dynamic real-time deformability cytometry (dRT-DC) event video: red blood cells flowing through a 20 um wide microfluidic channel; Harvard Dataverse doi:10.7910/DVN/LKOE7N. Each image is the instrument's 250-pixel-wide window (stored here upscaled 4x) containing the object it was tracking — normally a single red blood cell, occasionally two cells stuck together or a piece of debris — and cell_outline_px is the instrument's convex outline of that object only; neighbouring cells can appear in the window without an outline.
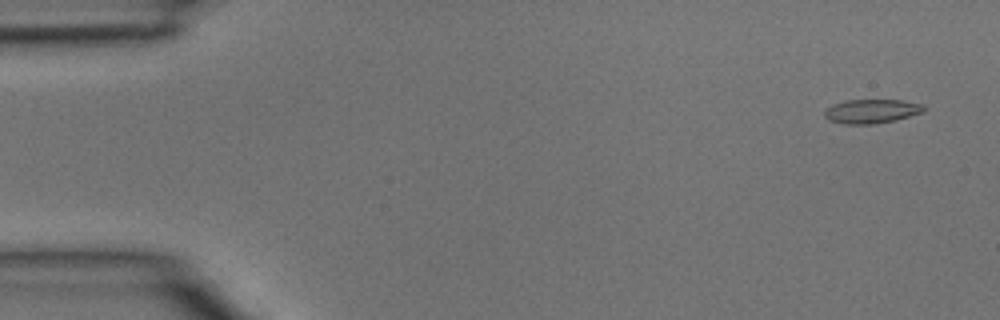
{"species": "common noctule bat (a hibernating species)", "species_latin": "Nyctalus noctula", "temperature_condition": "room temperature", "stored_images_in_passage": 5, "camera_frame_rate_fps": 3000, "um_per_image_px": 0.085, "animal": {"sex": "male", "body_mass_g": 15.6}, "frame": {"image": 1, "passage_image": 1, "time_ms": 0.0, "image_size_px": [1000, 320], "cell_outline_px": [[928, 108], [924, 112], [896, 120], [872, 124], [844, 124], [828, 120], [824, 116], [824, 112], [832, 104], [848, 100], [900, 100], [924, 104]], "centroid_in_image_um": [74.12, 9.45], "position_along_channel_um": 10.9, "area_um2": 14.05}}